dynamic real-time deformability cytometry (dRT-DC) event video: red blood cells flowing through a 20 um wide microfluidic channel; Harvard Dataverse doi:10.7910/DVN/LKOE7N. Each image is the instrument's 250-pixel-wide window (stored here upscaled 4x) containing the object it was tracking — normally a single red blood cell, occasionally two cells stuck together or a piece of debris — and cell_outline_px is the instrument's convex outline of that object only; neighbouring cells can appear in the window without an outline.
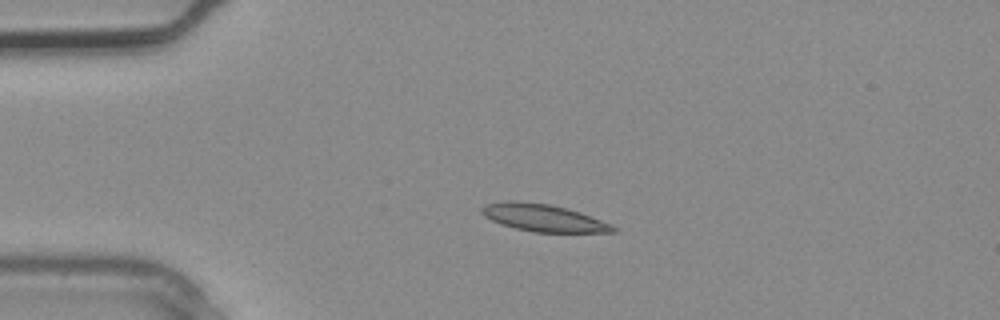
{"species": "common noctule bat (a hibernating species)", "species_latin": "Nyctalus noctula", "temperature_condition": "warm", "stored_images_in_passage": 2, "camera_frame_rate_fps": 3000, "um_per_image_px": 0.085, "animal": {"sex": "male", "body_mass_g": 20.4}, "frame": {"image": 1, "passage_image": 2, "time_ms": 0.333, "image_size_px": [1000, 320], "cell_outline_px": [[616, 232], [536, 232], [516, 228], [500, 224], [484, 216], [480, 212], [480, 208], [484, 204], [504, 200], [516, 200], [548, 204], [580, 212], [612, 224], [616, 228]], "centroid_in_image_um": [46.13, 18.5], "position_along_channel_um": 38.9, "area_um2": 20.87}}